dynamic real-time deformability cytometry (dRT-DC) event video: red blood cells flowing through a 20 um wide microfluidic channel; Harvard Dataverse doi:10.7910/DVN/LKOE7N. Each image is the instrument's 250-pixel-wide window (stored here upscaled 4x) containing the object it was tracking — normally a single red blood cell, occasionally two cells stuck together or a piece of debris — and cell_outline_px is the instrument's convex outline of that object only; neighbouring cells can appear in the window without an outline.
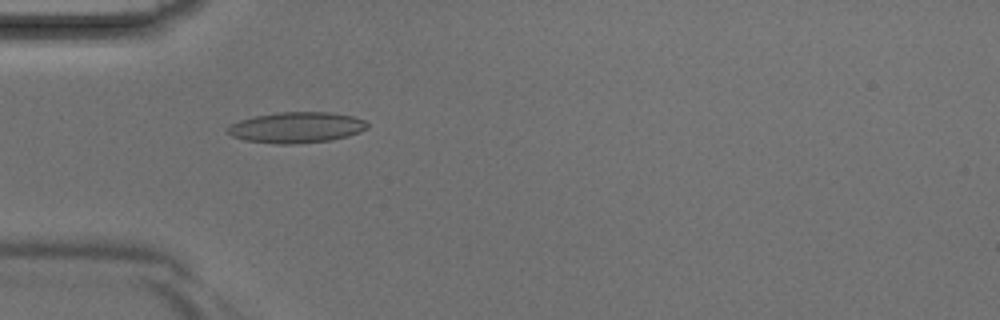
{"species": "Egyptian fruit bat (a non-hibernating species)", "species_latin": "Rousettus aegyptiacus", "temperature_condition": "room temperature", "stored_images_in_passage": 4, "camera_frame_rate_fps": 3000, "um_per_image_px": 0.085, "animal": {"sex": "male"}, "frame": {"image": 1, "passage_image": 4, "time_ms": 1.0, "image_size_px": [1000, 320], "cell_outline_px": [[368, 128], [360, 132], [348, 136], [332, 140], [292, 144], [276, 144], [244, 140], [232, 136], [228, 132], [228, 124], [240, 120], [256, 116], [280, 112], [328, 112], [352, 116], [364, 120], [368, 124]], "centroid_in_image_um": [25.2, 10.84], "position_along_channel_um": 59.8, "area_um2": 25.09}}